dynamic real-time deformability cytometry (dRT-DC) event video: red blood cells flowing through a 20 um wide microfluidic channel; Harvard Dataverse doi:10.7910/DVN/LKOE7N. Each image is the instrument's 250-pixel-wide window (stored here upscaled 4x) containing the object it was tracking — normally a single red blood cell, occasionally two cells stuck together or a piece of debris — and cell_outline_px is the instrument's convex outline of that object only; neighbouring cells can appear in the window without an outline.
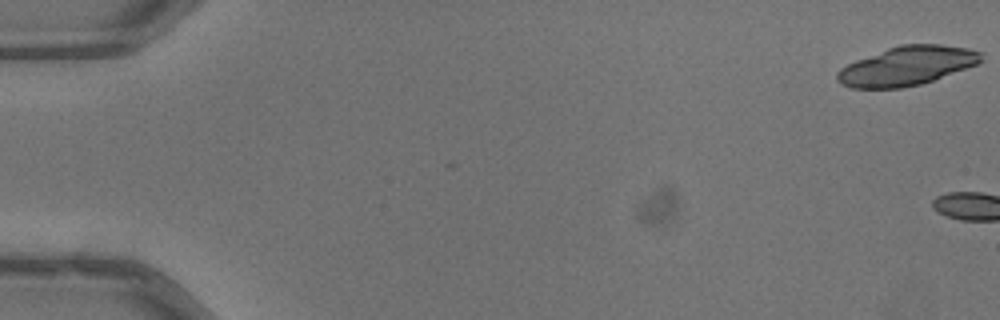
{"species": "common noctule bat (a hibernating species)", "species_latin": "Nyctalus noctula", "temperature_condition": "warm", "stored_images_in_passage": 4, "camera_frame_rate_fps": 3000, "um_per_image_px": 0.085, "animal": {"sex": "male", "body_mass_g": 13.3}, "frame": {"image": 1, "passage_image": 1, "time_ms": 0.0, "image_size_px": [1000, 320], "cell_outline_px": [[984, 60], [976, 64], [932, 80], [920, 84], [900, 88], [852, 88], [840, 84], [836, 80], [836, 72], [840, 68], [856, 60], [888, 48], [900, 44], [940, 44], [968, 48], [980, 52]], "centroid_in_image_um": [77.05, 5.6], "position_along_channel_um": 8.0, "area_um2": 32.48}}